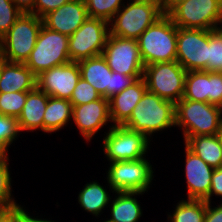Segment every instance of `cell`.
Wrapping results in <instances>:
<instances>
[{
	"instance_id": "5bb4252c",
	"label": "cell",
	"mask_w": 222,
	"mask_h": 222,
	"mask_svg": "<svg viewBox=\"0 0 222 222\" xmlns=\"http://www.w3.org/2000/svg\"><path fill=\"white\" fill-rule=\"evenodd\" d=\"M80 78L78 62H70L41 72L36 87L48 96L70 100Z\"/></svg>"
},
{
	"instance_id": "6da1fadb",
	"label": "cell",
	"mask_w": 222,
	"mask_h": 222,
	"mask_svg": "<svg viewBox=\"0 0 222 222\" xmlns=\"http://www.w3.org/2000/svg\"><path fill=\"white\" fill-rule=\"evenodd\" d=\"M222 123V108L206 102L181 98L175 104V127L189 137L217 135Z\"/></svg>"
},
{
	"instance_id": "4dcf8cb0",
	"label": "cell",
	"mask_w": 222,
	"mask_h": 222,
	"mask_svg": "<svg viewBox=\"0 0 222 222\" xmlns=\"http://www.w3.org/2000/svg\"><path fill=\"white\" fill-rule=\"evenodd\" d=\"M20 132L17 118L0 114V155H7L9 146Z\"/></svg>"
},
{
	"instance_id": "7c38bea8",
	"label": "cell",
	"mask_w": 222,
	"mask_h": 222,
	"mask_svg": "<svg viewBox=\"0 0 222 222\" xmlns=\"http://www.w3.org/2000/svg\"><path fill=\"white\" fill-rule=\"evenodd\" d=\"M209 30L177 27L176 61L186 71L208 72Z\"/></svg>"
},
{
	"instance_id": "f546056e",
	"label": "cell",
	"mask_w": 222,
	"mask_h": 222,
	"mask_svg": "<svg viewBox=\"0 0 222 222\" xmlns=\"http://www.w3.org/2000/svg\"><path fill=\"white\" fill-rule=\"evenodd\" d=\"M8 160V155H0V208H11L19 205L11 193V174Z\"/></svg>"
},
{
	"instance_id": "8d00e7d4",
	"label": "cell",
	"mask_w": 222,
	"mask_h": 222,
	"mask_svg": "<svg viewBox=\"0 0 222 222\" xmlns=\"http://www.w3.org/2000/svg\"><path fill=\"white\" fill-rule=\"evenodd\" d=\"M143 76H127L121 73L113 72L111 75V97L115 94L120 93L125 88L130 86L137 79Z\"/></svg>"
},
{
	"instance_id": "4fadbf2b",
	"label": "cell",
	"mask_w": 222,
	"mask_h": 222,
	"mask_svg": "<svg viewBox=\"0 0 222 222\" xmlns=\"http://www.w3.org/2000/svg\"><path fill=\"white\" fill-rule=\"evenodd\" d=\"M102 55L111 71L127 76H143L145 65L136 39L110 34Z\"/></svg>"
},
{
	"instance_id": "ee69618b",
	"label": "cell",
	"mask_w": 222,
	"mask_h": 222,
	"mask_svg": "<svg viewBox=\"0 0 222 222\" xmlns=\"http://www.w3.org/2000/svg\"><path fill=\"white\" fill-rule=\"evenodd\" d=\"M138 1H149V2H153L157 5H159L161 8H163V3H164V0H138Z\"/></svg>"
},
{
	"instance_id": "7402d4cb",
	"label": "cell",
	"mask_w": 222,
	"mask_h": 222,
	"mask_svg": "<svg viewBox=\"0 0 222 222\" xmlns=\"http://www.w3.org/2000/svg\"><path fill=\"white\" fill-rule=\"evenodd\" d=\"M185 146L212 168L222 166V142L218 134L189 137Z\"/></svg>"
},
{
	"instance_id": "d6a6232c",
	"label": "cell",
	"mask_w": 222,
	"mask_h": 222,
	"mask_svg": "<svg viewBox=\"0 0 222 222\" xmlns=\"http://www.w3.org/2000/svg\"><path fill=\"white\" fill-rule=\"evenodd\" d=\"M22 15L12 0H0V39Z\"/></svg>"
},
{
	"instance_id": "cb8c5ba5",
	"label": "cell",
	"mask_w": 222,
	"mask_h": 222,
	"mask_svg": "<svg viewBox=\"0 0 222 222\" xmlns=\"http://www.w3.org/2000/svg\"><path fill=\"white\" fill-rule=\"evenodd\" d=\"M73 106L67 99L49 96L43 117V132L59 131L72 119Z\"/></svg>"
},
{
	"instance_id": "7bdbcfd3",
	"label": "cell",
	"mask_w": 222,
	"mask_h": 222,
	"mask_svg": "<svg viewBox=\"0 0 222 222\" xmlns=\"http://www.w3.org/2000/svg\"><path fill=\"white\" fill-rule=\"evenodd\" d=\"M24 222H54V221H50V220H46V219H43L42 220V218L41 219H38L37 217L35 218H33V216H30V214H26V217H25V219H24Z\"/></svg>"
},
{
	"instance_id": "5b68a950",
	"label": "cell",
	"mask_w": 222,
	"mask_h": 222,
	"mask_svg": "<svg viewBox=\"0 0 222 222\" xmlns=\"http://www.w3.org/2000/svg\"><path fill=\"white\" fill-rule=\"evenodd\" d=\"M43 20L31 13H22L0 39V52L9 62L26 63L35 47Z\"/></svg>"
},
{
	"instance_id": "44dd1931",
	"label": "cell",
	"mask_w": 222,
	"mask_h": 222,
	"mask_svg": "<svg viewBox=\"0 0 222 222\" xmlns=\"http://www.w3.org/2000/svg\"><path fill=\"white\" fill-rule=\"evenodd\" d=\"M49 96L37 87L27 93V100L17 118L20 132L43 131V117Z\"/></svg>"
},
{
	"instance_id": "603a6c76",
	"label": "cell",
	"mask_w": 222,
	"mask_h": 222,
	"mask_svg": "<svg viewBox=\"0 0 222 222\" xmlns=\"http://www.w3.org/2000/svg\"><path fill=\"white\" fill-rule=\"evenodd\" d=\"M117 196L111 204L110 219L106 222H138L142 216V209L135 198L142 192H115Z\"/></svg>"
},
{
	"instance_id": "4316f807",
	"label": "cell",
	"mask_w": 222,
	"mask_h": 222,
	"mask_svg": "<svg viewBox=\"0 0 222 222\" xmlns=\"http://www.w3.org/2000/svg\"><path fill=\"white\" fill-rule=\"evenodd\" d=\"M205 214V200H180L173 214H168V222H204Z\"/></svg>"
},
{
	"instance_id": "d6986e66",
	"label": "cell",
	"mask_w": 222,
	"mask_h": 222,
	"mask_svg": "<svg viewBox=\"0 0 222 222\" xmlns=\"http://www.w3.org/2000/svg\"><path fill=\"white\" fill-rule=\"evenodd\" d=\"M81 78L90 83L101 97L111 98L112 71L103 55H98L78 62Z\"/></svg>"
},
{
	"instance_id": "f1b7e54d",
	"label": "cell",
	"mask_w": 222,
	"mask_h": 222,
	"mask_svg": "<svg viewBox=\"0 0 222 222\" xmlns=\"http://www.w3.org/2000/svg\"><path fill=\"white\" fill-rule=\"evenodd\" d=\"M22 92H0V114L18 118L27 100V93Z\"/></svg>"
},
{
	"instance_id": "3957f363",
	"label": "cell",
	"mask_w": 222,
	"mask_h": 222,
	"mask_svg": "<svg viewBox=\"0 0 222 222\" xmlns=\"http://www.w3.org/2000/svg\"><path fill=\"white\" fill-rule=\"evenodd\" d=\"M137 41L145 66L176 60L177 26L168 15L149 26Z\"/></svg>"
},
{
	"instance_id": "9a60e30c",
	"label": "cell",
	"mask_w": 222,
	"mask_h": 222,
	"mask_svg": "<svg viewBox=\"0 0 222 222\" xmlns=\"http://www.w3.org/2000/svg\"><path fill=\"white\" fill-rule=\"evenodd\" d=\"M72 120L85 140L90 141L107 122H111L109 99L101 97L93 102L73 106Z\"/></svg>"
},
{
	"instance_id": "7a4b0ae2",
	"label": "cell",
	"mask_w": 222,
	"mask_h": 222,
	"mask_svg": "<svg viewBox=\"0 0 222 222\" xmlns=\"http://www.w3.org/2000/svg\"><path fill=\"white\" fill-rule=\"evenodd\" d=\"M123 126L150 139L158 131L175 127V104L146 91Z\"/></svg>"
},
{
	"instance_id": "e0dca14e",
	"label": "cell",
	"mask_w": 222,
	"mask_h": 222,
	"mask_svg": "<svg viewBox=\"0 0 222 222\" xmlns=\"http://www.w3.org/2000/svg\"><path fill=\"white\" fill-rule=\"evenodd\" d=\"M185 152V176L188 189L187 198L209 202L211 178L214 168L205 163L186 146Z\"/></svg>"
},
{
	"instance_id": "f6af8a7d",
	"label": "cell",
	"mask_w": 222,
	"mask_h": 222,
	"mask_svg": "<svg viewBox=\"0 0 222 222\" xmlns=\"http://www.w3.org/2000/svg\"><path fill=\"white\" fill-rule=\"evenodd\" d=\"M215 31L221 36L222 38V21L216 26Z\"/></svg>"
},
{
	"instance_id": "30bf717a",
	"label": "cell",
	"mask_w": 222,
	"mask_h": 222,
	"mask_svg": "<svg viewBox=\"0 0 222 222\" xmlns=\"http://www.w3.org/2000/svg\"><path fill=\"white\" fill-rule=\"evenodd\" d=\"M109 22L90 18L69 36L68 52L71 62L101 55L110 35Z\"/></svg>"
},
{
	"instance_id": "8992f818",
	"label": "cell",
	"mask_w": 222,
	"mask_h": 222,
	"mask_svg": "<svg viewBox=\"0 0 222 222\" xmlns=\"http://www.w3.org/2000/svg\"><path fill=\"white\" fill-rule=\"evenodd\" d=\"M69 36L42 25L38 38L25 65L38 76L41 72L70 63Z\"/></svg>"
},
{
	"instance_id": "ac0fdd59",
	"label": "cell",
	"mask_w": 222,
	"mask_h": 222,
	"mask_svg": "<svg viewBox=\"0 0 222 222\" xmlns=\"http://www.w3.org/2000/svg\"><path fill=\"white\" fill-rule=\"evenodd\" d=\"M147 91L143 77L109 99L110 120L114 124L123 125L131 116L133 109Z\"/></svg>"
},
{
	"instance_id": "ba28073f",
	"label": "cell",
	"mask_w": 222,
	"mask_h": 222,
	"mask_svg": "<svg viewBox=\"0 0 222 222\" xmlns=\"http://www.w3.org/2000/svg\"><path fill=\"white\" fill-rule=\"evenodd\" d=\"M150 141L143 133L112 125L103 139V153L109 162L139 160L146 157Z\"/></svg>"
},
{
	"instance_id": "52a82bcc",
	"label": "cell",
	"mask_w": 222,
	"mask_h": 222,
	"mask_svg": "<svg viewBox=\"0 0 222 222\" xmlns=\"http://www.w3.org/2000/svg\"><path fill=\"white\" fill-rule=\"evenodd\" d=\"M187 71L175 60L144 67L147 91L176 104L184 94Z\"/></svg>"
},
{
	"instance_id": "f35d334b",
	"label": "cell",
	"mask_w": 222,
	"mask_h": 222,
	"mask_svg": "<svg viewBox=\"0 0 222 222\" xmlns=\"http://www.w3.org/2000/svg\"><path fill=\"white\" fill-rule=\"evenodd\" d=\"M222 197V166L214 169L211 178V189L209 192V202H211L212 195Z\"/></svg>"
},
{
	"instance_id": "2e32d148",
	"label": "cell",
	"mask_w": 222,
	"mask_h": 222,
	"mask_svg": "<svg viewBox=\"0 0 222 222\" xmlns=\"http://www.w3.org/2000/svg\"><path fill=\"white\" fill-rule=\"evenodd\" d=\"M88 17L84 0H70L46 14L42 20L48 29L71 36Z\"/></svg>"
},
{
	"instance_id": "277c9868",
	"label": "cell",
	"mask_w": 222,
	"mask_h": 222,
	"mask_svg": "<svg viewBox=\"0 0 222 222\" xmlns=\"http://www.w3.org/2000/svg\"><path fill=\"white\" fill-rule=\"evenodd\" d=\"M121 8L109 21V30L111 35L122 38L137 40L164 15L159 5L149 1L129 0L127 6L123 5Z\"/></svg>"
},
{
	"instance_id": "e575fe53",
	"label": "cell",
	"mask_w": 222,
	"mask_h": 222,
	"mask_svg": "<svg viewBox=\"0 0 222 222\" xmlns=\"http://www.w3.org/2000/svg\"><path fill=\"white\" fill-rule=\"evenodd\" d=\"M209 104L222 108V73L209 72Z\"/></svg>"
},
{
	"instance_id": "9c48e42d",
	"label": "cell",
	"mask_w": 222,
	"mask_h": 222,
	"mask_svg": "<svg viewBox=\"0 0 222 222\" xmlns=\"http://www.w3.org/2000/svg\"><path fill=\"white\" fill-rule=\"evenodd\" d=\"M146 158L110 162L107 182L112 192H142L149 189L153 180L152 165Z\"/></svg>"
},
{
	"instance_id": "74e56055",
	"label": "cell",
	"mask_w": 222,
	"mask_h": 222,
	"mask_svg": "<svg viewBox=\"0 0 222 222\" xmlns=\"http://www.w3.org/2000/svg\"><path fill=\"white\" fill-rule=\"evenodd\" d=\"M26 209L17 205L11 208H0V222H24Z\"/></svg>"
},
{
	"instance_id": "b9f144b4",
	"label": "cell",
	"mask_w": 222,
	"mask_h": 222,
	"mask_svg": "<svg viewBox=\"0 0 222 222\" xmlns=\"http://www.w3.org/2000/svg\"><path fill=\"white\" fill-rule=\"evenodd\" d=\"M187 0H164L163 14L168 15L177 5Z\"/></svg>"
},
{
	"instance_id": "d4e9b609",
	"label": "cell",
	"mask_w": 222,
	"mask_h": 222,
	"mask_svg": "<svg viewBox=\"0 0 222 222\" xmlns=\"http://www.w3.org/2000/svg\"><path fill=\"white\" fill-rule=\"evenodd\" d=\"M108 193L98 182H89L79 192L78 203L85 211L93 214V216L95 215V217H99L98 215L112 200Z\"/></svg>"
},
{
	"instance_id": "484cf974",
	"label": "cell",
	"mask_w": 222,
	"mask_h": 222,
	"mask_svg": "<svg viewBox=\"0 0 222 222\" xmlns=\"http://www.w3.org/2000/svg\"><path fill=\"white\" fill-rule=\"evenodd\" d=\"M182 98L209 103V72L187 71Z\"/></svg>"
},
{
	"instance_id": "836d02e7",
	"label": "cell",
	"mask_w": 222,
	"mask_h": 222,
	"mask_svg": "<svg viewBox=\"0 0 222 222\" xmlns=\"http://www.w3.org/2000/svg\"><path fill=\"white\" fill-rule=\"evenodd\" d=\"M100 98L101 95L96 89L83 78H80L69 101L72 103V106H79L96 101Z\"/></svg>"
},
{
	"instance_id": "1f68e13d",
	"label": "cell",
	"mask_w": 222,
	"mask_h": 222,
	"mask_svg": "<svg viewBox=\"0 0 222 222\" xmlns=\"http://www.w3.org/2000/svg\"><path fill=\"white\" fill-rule=\"evenodd\" d=\"M208 72L222 73V38L215 30H209Z\"/></svg>"
},
{
	"instance_id": "7dc6e473",
	"label": "cell",
	"mask_w": 222,
	"mask_h": 222,
	"mask_svg": "<svg viewBox=\"0 0 222 222\" xmlns=\"http://www.w3.org/2000/svg\"><path fill=\"white\" fill-rule=\"evenodd\" d=\"M218 135H219L221 142H222V123H221V127H220Z\"/></svg>"
},
{
	"instance_id": "ffe728a7",
	"label": "cell",
	"mask_w": 222,
	"mask_h": 222,
	"mask_svg": "<svg viewBox=\"0 0 222 222\" xmlns=\"http://www.w3.org/2000/svg\"><path fill=\"white\" fill-rule=\"evenodd\" d=\"M37 76L25 63L5 61L0 72V92L32 91Z\"/></svg>"
},
{
	"instance_id": "83f0119b",
	"label": "cell",
	"mask_w": 222,
	"mask_h": 222,
	"mask_svg": "<svg viewBox=\"0 0 222 222\" xmlns=\"http://www.w3.org/2000/svg\"><path fill=\"white\" fill-rule=\"evenodd\" d=\"M88 16L110 21L124 5L122 0H84ZM122 5V6H121Z\"/></svg>"
},
{
	"instance_id": "d590c367",
	"label": "cell",
	"mask_w": 222,
	"mask_h": 222,
	"mask_svg": "<svg viewBox=\"0 0 222 222\" xmlns=\"http://www.w3.org/2000/svg\"><path fill=\"white\" fill-rule=\"evenodd\" d=\"M68 1L70 0H35L31 14H34L42 19L46 14L57 10Z\"/></svg>"
},
{
	"instance_id": "60d3db41",
	"label": "cell",
	"mask_w": 222,
	"mask_h": 222,
	"mask_svg": "<svg viewBox=\"0 0 222 222\" xmlns=\"http://www.w3.org/2000/svg\"><path fill=\"white\" fill-rule=\"evenodd\" d=\"M12 1L22 13H31L33 11L35 0H12Z\"/></svg>"
},
{
	"instance_id": "8fae6325",
	"label": "cell",
	"mask_w": 222,
	"mask_h": 222,
	"mask_svg": "<svg viewBox=\"0 0 222 222\" xmlns=\"http://www.w3.org/2000/svg\"><path fill=\"white\" fill-rule=\"evenodd\" d=\"M168 16L179 28L215 30L222 21V0H187Z\"/></svg>"
},
{
	"instance_id": "bcb514c9",
	"label": "cell",
	"mask_w": 222,
	"mask_h": 222,
	"mask_svg": "<svg viewBox=\"0 0 222 222\" xmlns=\"http://www.w3.org/2000/svg\"><path fill=\"white\" fill-rule=\"evenodd\" d=\"M5 61H6V59L4 58L2 53L0 52V72H1V68H2Z\"/></svg>"
},
{
	"instance_id": "ab89813d",
	"label": "cell",
	"mask_w": 222,
	"mask_h": 222,
	"mask_svg": "<svg viewBox=\"0 0 222 222\" xmlns=\"http://www.w3.org/2000/svg\"><path fill=\"white\" fill-rule=\"evenodd\" d=\"M210 205V202H206L204 222H222V203L212 208Z\"/></svg>"
}]
</instances>
